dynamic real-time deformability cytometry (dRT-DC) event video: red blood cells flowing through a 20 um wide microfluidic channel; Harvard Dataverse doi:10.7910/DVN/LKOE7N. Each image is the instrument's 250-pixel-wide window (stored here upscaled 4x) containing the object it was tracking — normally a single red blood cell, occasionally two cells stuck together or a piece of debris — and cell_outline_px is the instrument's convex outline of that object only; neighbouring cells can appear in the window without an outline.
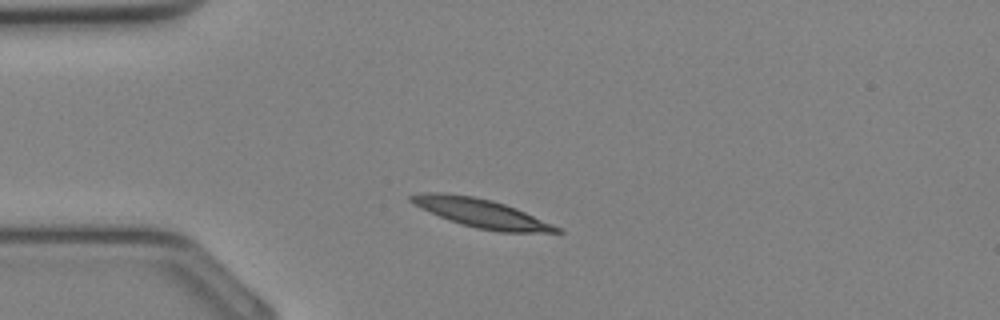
{"species": "Egyptian fruit bat (a non-hibernating species)", "species_latin": "Rousettus aegyptiacus", "temperature_condition": "cold", "stored_images_in_passage": 28, "camera_frame_rate_fps": 3000, "um_per_image_px": 0.085, "animal": {"sex": "female"}, "frame": {"image": 1, "passage_image": 2, "time_ms": 0.333, "image_size_px": [1000, 320], "cell_outline_px": [[564, 232], [500, 232], [476, 228], [448, 220], [408, 200], [408, 196], [420, 192], [444, 192], [472, 196], [492, 200], [516, 208], [552, 224], [560, 228]], "centroid_in_image_um": [40.89, 18.11], "position_along_channel_um": 44.1, "area_um2": 23.93}}
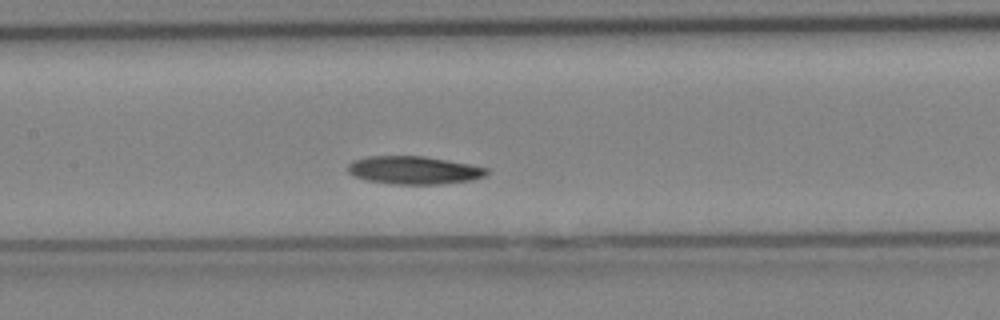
{"frame": {"image": 2, "passage_image": 10, "time_ms": 3.0, "image_size_px": [1000, 320], "cell_outline_px": [[488, 172], [484, 176], [472, 180], [436, 184], [392, 184], [364, 180], [352, 176], [348, 172], [348, 164], [352, 160], [368, 156], [424, 156], [448, 160], [488, 168]], "centroid_in_image_um": [35.12, 14.46], "position_along_channel_um": 172.3, "area_um2": 22.72}}
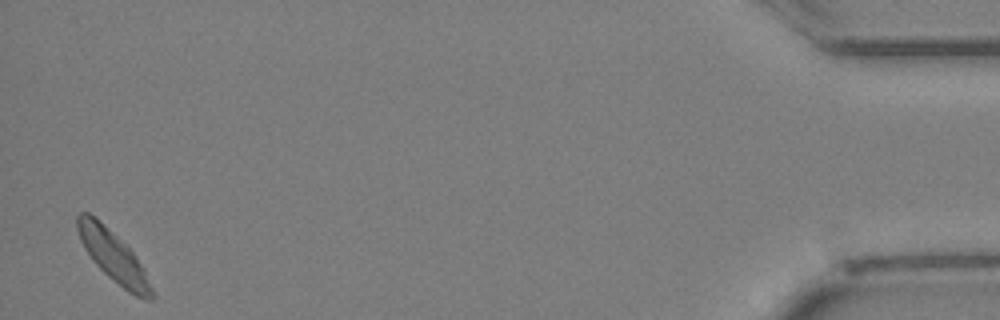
{"frame": {"image": 3, "passage_image": 28, "time_ms": 9.0, "image_size_px": [1000, 320], "cell_outline_px": [[156, 296], [152, 300], [144, 300], [128, 292], [108, 276], [92, 260], [84, 248], [80, 240], [76, 228], [76, 216], [80, 212], [88, 212], [112, 232], [132, 252], [144, 268]], "centroid_in_image_um": [9.64, 21.83], "position_along_channel_um": 425.6, "area_um2": 21.79}}